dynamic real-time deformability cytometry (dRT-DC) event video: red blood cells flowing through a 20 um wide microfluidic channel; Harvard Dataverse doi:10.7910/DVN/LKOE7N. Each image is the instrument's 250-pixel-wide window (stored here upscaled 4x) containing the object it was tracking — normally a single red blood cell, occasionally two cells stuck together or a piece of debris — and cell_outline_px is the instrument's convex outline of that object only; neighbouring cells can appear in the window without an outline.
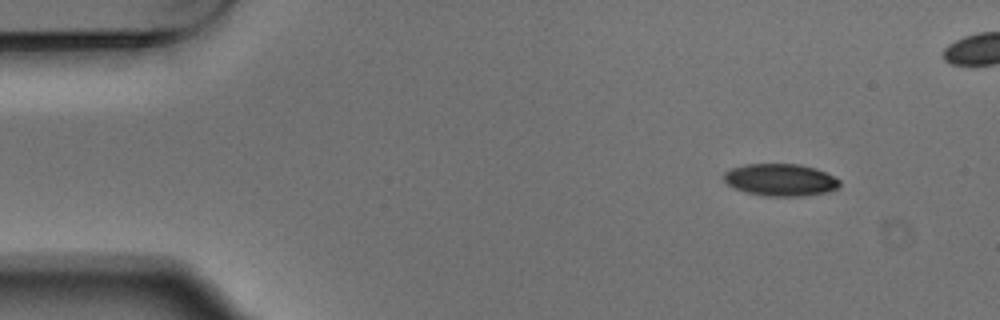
{"species": "Egyptian fruit bat (a non-hibernating species)", "species_latin": "Rousettus aegyptiacus", "temperature_condition": "warm", "stored_images_in_passage": 6, "camera_frame_rate_fps": 3000, "um_per_image_px": 0.085, "animal": {"sex": "male"}, "frame": {"image": 1, "passage_image": 1, "time_ms": 0.0, "image_size_px": [1000, 320], "cell_outline_px": [[840, 184], [836, 188], [828, 192], [804, 196], [764, 196], [744, 192], [732, 188], [724, 180], [724, 172], [732, 168], [744, 164], [800, 164], [816, 168], [840, 180]], "centroid_in_image_um": [66.31, 15.29], "position_along_channel_um": 18.7, "area_um2": 21.85}}
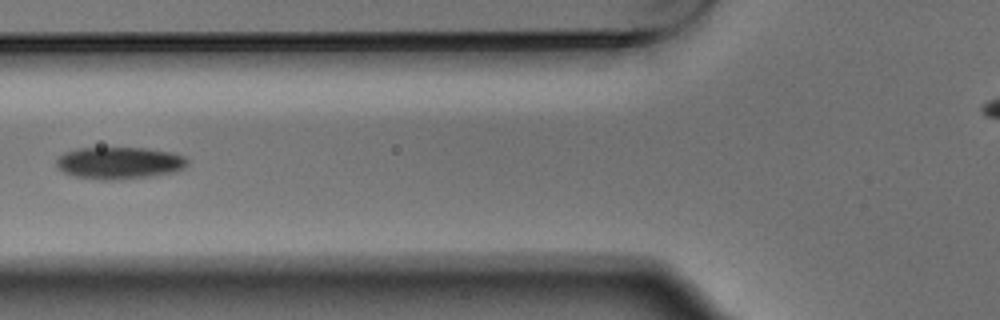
{"frame": {"image": 2, "passage_image": 5, "time_ms": 1.333, "image_size_px": [1000, 320], "cell_outline_px": [[188, 164], [184, 168], [172, 172], [148, 176], [120, 180], [96, 180], [72, 176], [56, 168], [56, 160], [64, 152], [80, 148], [148, 148], [172, 152], [184, 156], [188, 160]], "centroid_in_image_um": [10.11, 13.86], "position_along_channel_um": 115.7, "area_um2": 24.68}}
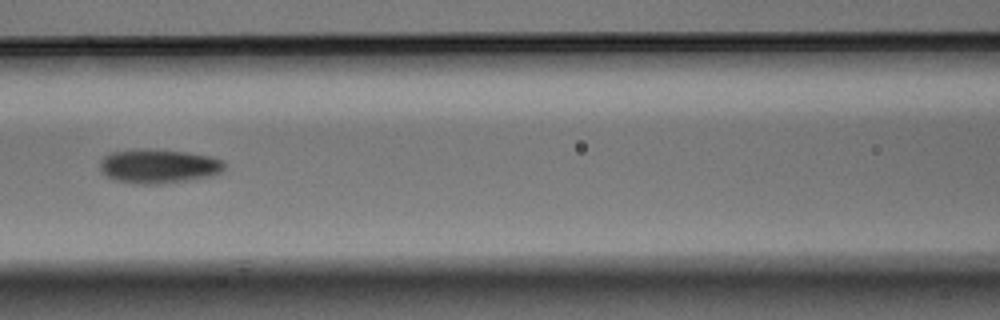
{"frame": {"image": 3, "passage_image": 6, "time_ms": 1.667, "image_size_px": [1000, 320], "cell_outline_px": [[224, 172], [212, 176], [188, 180], [160, 184], [132, 184], [112, 180], [100, 172], [100, 160], [108, 152], [132, 148], [148, 148], [188, 152], [212, 156], [224, 160]], "centroid_in_image_um": [13.44, 14.11], "position_along_channel_um": 153.2, "area_um2": 25.66}}